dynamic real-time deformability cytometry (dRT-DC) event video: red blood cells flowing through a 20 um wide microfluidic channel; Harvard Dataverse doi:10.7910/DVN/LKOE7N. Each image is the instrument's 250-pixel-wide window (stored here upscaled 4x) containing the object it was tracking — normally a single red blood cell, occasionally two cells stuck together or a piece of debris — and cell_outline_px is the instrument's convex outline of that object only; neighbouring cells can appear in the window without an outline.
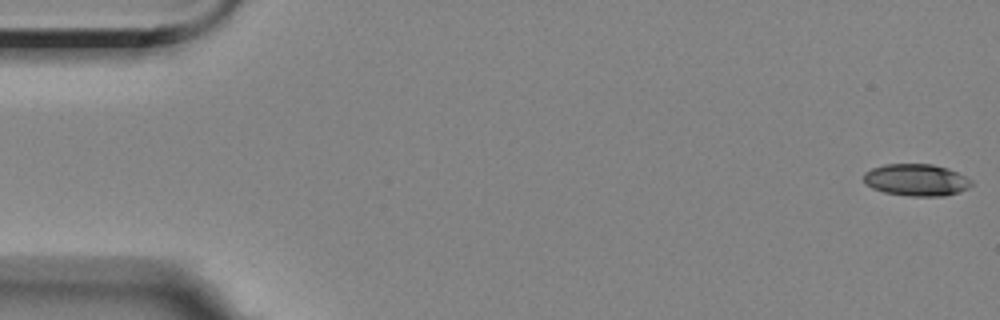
{"species": "Egyptian fruit bat (a non-hibernating species)", "species_latin": "Rousettus aegyptiacus", "temperature_condition": "room temperature", "stored_images_in_passage": 13, "camera_frame_rate_fps": 3000, "um_per_image_px": 0.085, "animal": {"sex": "female"}, "frame": {"image": 1, "passage_image": 1, "time_ms": 0.0, "image_size_px": [1000, 320], "cell_outline_px": [[972, 184], [968, 188], [960, 192], [944, 196], [908, 196], [884, 192], [872, 188], [864, 180], [864, 172], [872, 168], [884, 164], [932, 164], [948, 168], [972, 180]], "centroid_in_image_um": [77.89, 15.3], "position_along_channel_um": 7.1, "area_um2": 20.06}}